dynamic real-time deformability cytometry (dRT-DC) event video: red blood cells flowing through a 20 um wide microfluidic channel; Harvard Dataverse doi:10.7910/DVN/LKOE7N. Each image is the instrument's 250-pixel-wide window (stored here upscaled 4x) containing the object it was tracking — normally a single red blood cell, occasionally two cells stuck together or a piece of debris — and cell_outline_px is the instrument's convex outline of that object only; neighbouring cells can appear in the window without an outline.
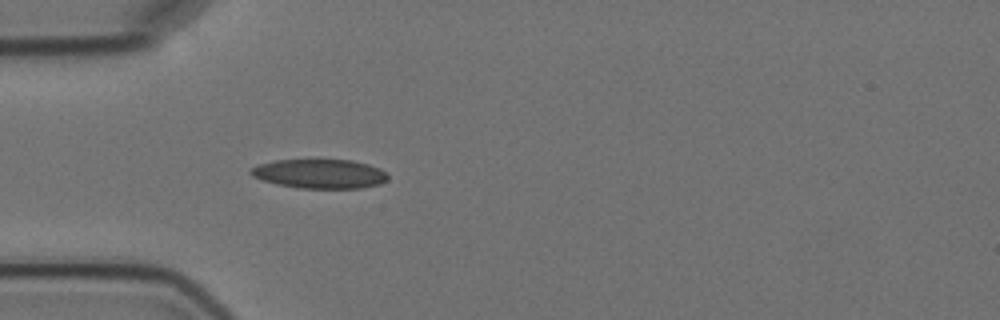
{"species": "Egyptian fruit bat (a non-hibernating species)", "species_latin": "Rousettus aegyptiacus", "temperature_condition": "cold", "stored_images_in_passage": 1, "camera_frame_rate_fps": 3000, "um_per_image_px": 0.085, "animal": {"sex": "female"}, "frame": {"image": 1, "passage_image": 1, "time_ms": 0.0, "image_size_px": [1000, 320], "cell_outline_px": [[388, 180], [380, 184], [360, 188], [296, 188], [276, 184], [252, 176], [248, 172], [248, 168], [260, 164], [276, 160], [352, 160], [368, 164], [380, 168], [388, 172]], "centroid_in_image_um": [27.19, 14.77], "position_along_channel_um": 57.8, "area_um2": 23.52}}